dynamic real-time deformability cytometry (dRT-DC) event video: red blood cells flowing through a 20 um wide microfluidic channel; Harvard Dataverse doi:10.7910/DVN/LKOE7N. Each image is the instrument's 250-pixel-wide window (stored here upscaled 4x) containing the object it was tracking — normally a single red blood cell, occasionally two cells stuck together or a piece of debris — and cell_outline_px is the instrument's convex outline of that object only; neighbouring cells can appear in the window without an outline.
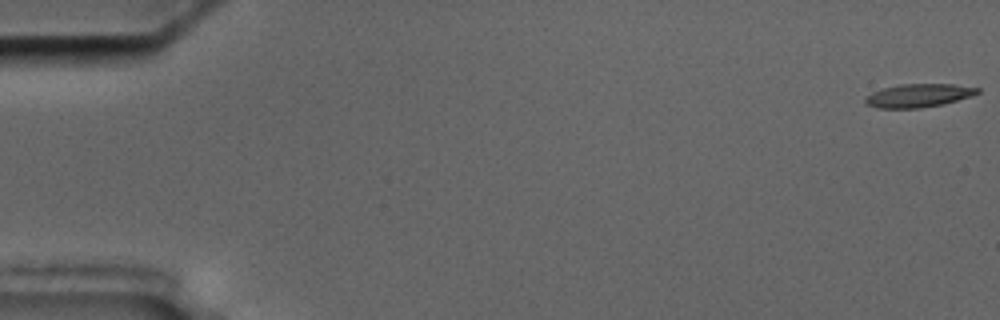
{"species": "common noctule bat (a hibernating species)", "species_latin": "Nyctalus noctula", "temperature_condition": "cold", "stored_images_in_passage": 8, "camera_frame_rate_fps": 3000, "um_per_image_px": 0.085, "animal": {"sex": "male", "body_mass_g": 17.5, "forearm_length_mm": 52.3}, "frame": {"image": 1, "passage_image": 1, "time_ms": 0.0, "image_size_px": [1000, 320], "cell_outline_px": [[980, 92], [972, 96], [944, 104], [920, 108], [876, 108], [868, 104], [864, 100], [872, 92], [884, 88], [900, 84], [952, 84], [980, 88]], "centroid_in_image_um": [78.11, 8.12], "position_along_channel_um": 6.9, "area_um2": 15.2}}